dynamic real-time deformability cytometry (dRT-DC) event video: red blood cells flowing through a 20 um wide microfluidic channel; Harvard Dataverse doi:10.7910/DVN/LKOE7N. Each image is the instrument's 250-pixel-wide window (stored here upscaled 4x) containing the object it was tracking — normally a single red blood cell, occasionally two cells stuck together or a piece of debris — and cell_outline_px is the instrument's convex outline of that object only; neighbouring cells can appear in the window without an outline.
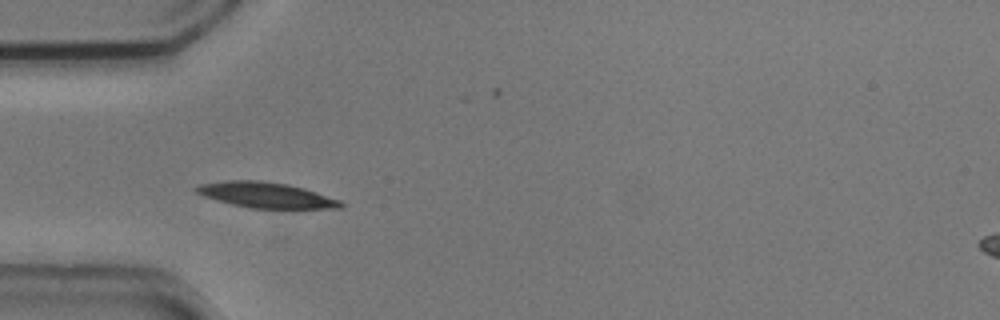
{"species": "common noctule bat (a hibernating species)", "species_latin": "Nyctalus noctula", "temperature_condition": "cold", "stored_images_in_passage": 39, "camera_frame_rate_fps": 3000, "um_per_image_px": 0.085, "animal": {"sex": "male", "body_mass_g": 20.5, "forearm_length_mm": 52.5}, "frame": {"image": 1, "passage_image": 12, "time_ms": 3.667, "image_size_px": [1000, 320], "cell_outline_px": [[344, 204], [340, 208], [252, 208], [232, 204], [216, 200], [204, 196], [196, 192], [192, 188], [200, 184], [224, 180], [260, 180], [288, 184], [304, 188], [340, 200]], "centroid_in_image_um": [22.57, 16.56], "position_along_channel_um": 62.4, "area_um2": 21.44}, "authors_computed_cell_mechanics": {"area_um2": 20.4612, "velocity_mm_per_s": 3.6908, "shape_relaxation_time_tau1_ms": 2.7161, "shape_relaxation_time_tau2_ms": null, "deformation_change_tau1": 0.1079, "deformation_change_tau2": null}}